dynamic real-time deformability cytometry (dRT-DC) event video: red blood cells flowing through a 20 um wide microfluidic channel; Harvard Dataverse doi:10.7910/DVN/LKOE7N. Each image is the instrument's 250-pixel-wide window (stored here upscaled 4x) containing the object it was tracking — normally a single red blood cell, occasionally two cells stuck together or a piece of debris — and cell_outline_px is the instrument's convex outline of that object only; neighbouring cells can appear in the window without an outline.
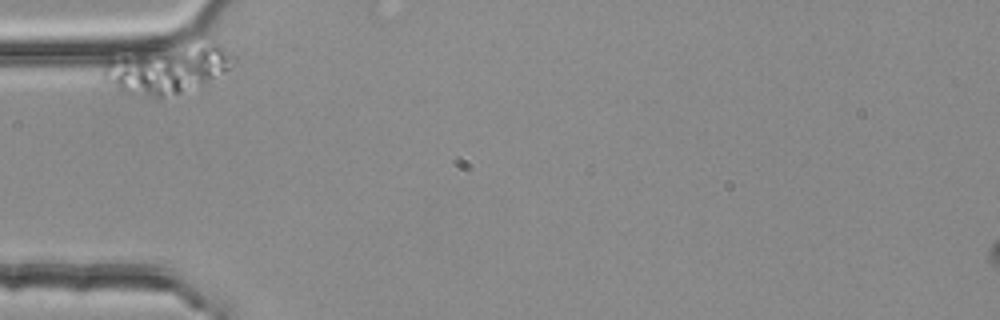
{"species": "common noctule bat (a hibernating species)", "species_latin": "Nyctalus noctula", "temperature_condition": "room temperature", "stored_images_in_passage": 2, "camera_frame_rate_fps": 3000, "um_per_image_px": 0.085, "animal": {"sex": "female", "body_mass_g": 25.1}, "frame": {"image": 1, "passage_image": 1, "time_ms": 0.0, "image_size_px": [1000, 320], "cell_outline_px": [[236, 60], [228, 68], [200, 88], [160, 100], [124, 92], [104, 80], [100, 76], [100, 72], [108, 56], [136, 44], [204, 36], [220, 44], [236, 56]], "centroid_in_image_um": [14.17, 5.68], "position_along_channel_um": 70.8, "area_um2": 42.43}}